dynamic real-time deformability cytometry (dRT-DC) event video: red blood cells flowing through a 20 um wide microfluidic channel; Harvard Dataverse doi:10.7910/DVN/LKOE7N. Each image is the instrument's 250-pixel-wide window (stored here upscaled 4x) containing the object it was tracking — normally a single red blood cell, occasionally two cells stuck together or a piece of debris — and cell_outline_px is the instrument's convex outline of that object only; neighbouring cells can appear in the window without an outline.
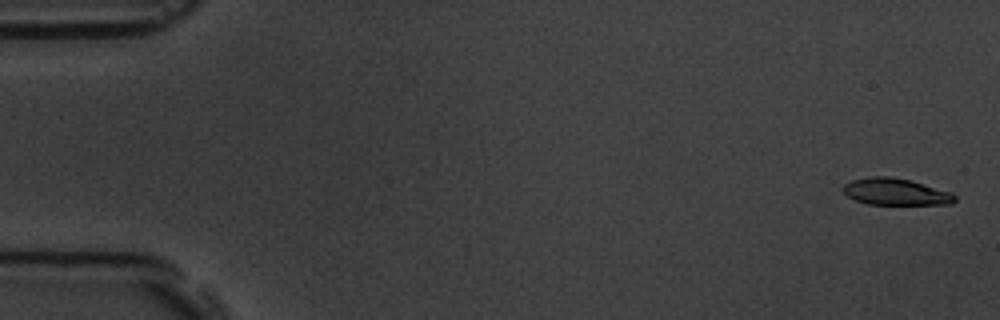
{"species": "common noctule bat (a hibernating species)", "species_latin": "Nyctalus noctula", "temperature_condition": "room temperature", "stored_images_in_passage": 5, "camera_frame_rate_fps": 3000, "um_per_image_px": 0.085, "animal": {"sex": "male", "body_mass_g": 19.5, "forearm_length_mm": 54.6}, "frame": {"image": 1, "passage_image": 1, "time_ms": 0.0, "image_size_px": [1000, 320], "cell_outline_px": [[956, 200], [952, 204], [868, 204], [856, 200], [848, 196], [844, 192], [844, 184], [852, 180], [872, 176], [888, 176], [908, 180], [952, 192], [956, 196]], "centroid_in_image_um": [76.15, 16.3], "position_along_channel_um": 8.9, "area_um2": 17.17}}
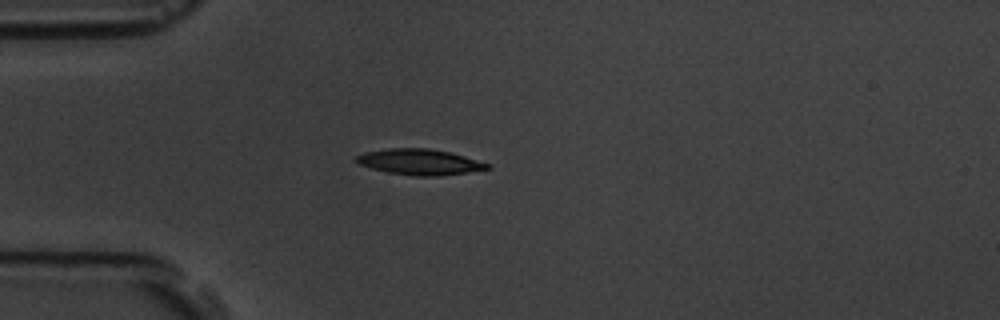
{"frame": {"image": 2, "passage_image": 5, "time_ms": 4.667, "image_size_px": [1000, 320], "cell_outline_px": [[492, 168], [468, 172], [436, 176], [416, 176], [388, 172], [372, 168], [360, 164], [356, 160], [356, 156], [364, 152], [388, 148], [428, 148], [448, 152], [464, 156], [492, 164]], "centroid_in_image_um": [35.7, 13.76], "position_along_channel_um": 49.3, "area_um2": 19.54}}